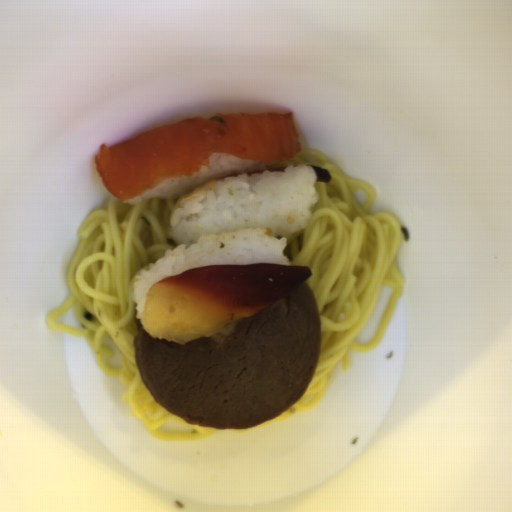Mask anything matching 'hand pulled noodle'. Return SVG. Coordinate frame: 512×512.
I'll return each instance as SVG.
<instances>
[{
    "label": "hand pulled noodle",
    "mask_w": 512,
    "mask_h": 512,
    "mask_svg": "<svg viewBox=\"0 0 512 512\" xmlns=\"http://www.w3.org/2000/svg\"><path fill=\"white\" fill-rule=\"evenodd\" d=\"M296 165H317L332 178L330 182L314 183L319 198L311 208L312 216L303 230L287 240L283 251L289 265L307 266L311 271L304 282L315 297L321 329L320 356L301 398L271 420L245 429L232 428L234 433L313 409L324 395L338 362L342 371H349V349L367 352L380 344L406 283L395 263L402 225L391 212H372L375 189L346 174L319 149L301 147L297 155L270 165L267 171ZM357 189L366 192L363 206L353 196ZM383 283L395 289L384 317L369 343H354Z\"/></svg>",
    "instance_id": "14784b9a"
},
{
    "label": "hand pulled noodle",
    "mask_w": 512,
    "mask_h": 512,
    "mask_svg": "<svg viewBox=\"0 0 512 512\" xmlns=\"http://www.w3.org/2000/svg\"><path fill=\"white\" fill-rule=\"evenodd\" d=\"M181 197L156 196L134 204L115 196L105 199L83 220L77 232L79 242L67 273L70 290L67 299L46 315V324L53 331L85 338L103 373L120 377V383L126 387L122 401L131 406L130 417L139 418L154 439L165 442L202 439L217 430L192 423L194 433L161 431L160 425L169 419L187 421L154 399L143 382L136 360L134 278L161 259L168 249L176 248L169 223ZM71 305L83 329L56 322ZM88 311L93 314L92 322L83 318ZM104 336L112 338L119 347L122 368L106 364L104 358L112 357V350L102 345Z\"/></svg>",
    "instance_id": "772679e5"
}]
</instances>
